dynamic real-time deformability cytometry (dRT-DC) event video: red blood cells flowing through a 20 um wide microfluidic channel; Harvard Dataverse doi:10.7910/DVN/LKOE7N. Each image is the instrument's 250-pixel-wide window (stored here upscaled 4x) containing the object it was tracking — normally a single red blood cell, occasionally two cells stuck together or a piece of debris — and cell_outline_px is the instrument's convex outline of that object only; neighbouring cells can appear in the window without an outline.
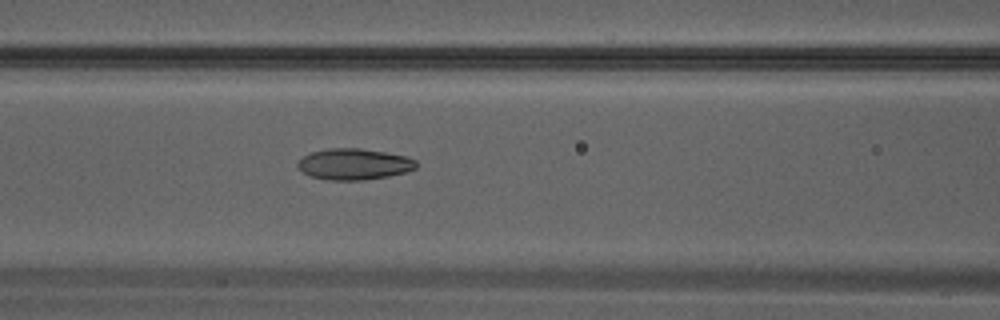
{"species": "Egyptian fruit bat (a non-hibernating species)", "species_latin": "Rousettus aegyptiacus", "temperature_condition": "warm", "stored_images_in_passage": 32, "camera_frame_rate_fps": 3000, "um_per_image_px": 0.085, "animal": {"sex": "male"}, "frame": {"image": 1, "passage_image": 13, "time_ms": 4.0, "image_size_px": [1000, 320], "cell_outline_px": [[416, 168], [404, 172], [388, 176], [364, 180], [328, 180], [308, 176], [300, 172], [296, 168], [296, 164], [304, 156], [312, 152], [328, 148], [360, 148], [408, 156], [416, 160]], "centroid_in_image_um": [30.05, 13.96], "position_along_channel_um": 136.6, "area_um2": 21.68}}
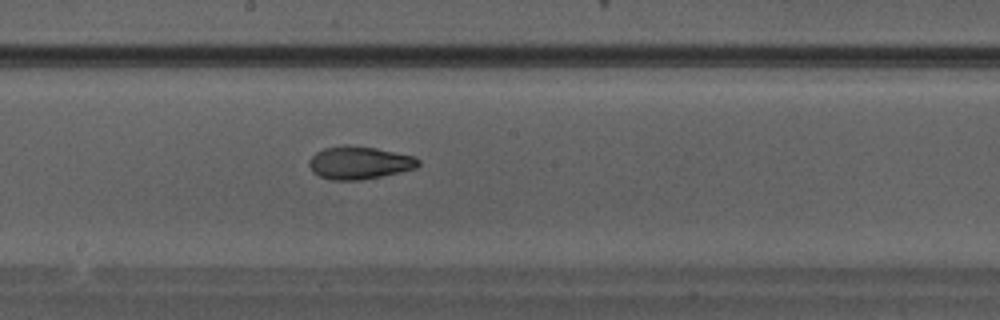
{"frame": {"image": 2, "passage_image": 17, "time_ms": 5.333, "image_size_px": [1000, 320], "cell_outline_px": [[420, 164], [416, 168], [380, 176], [360, 180], [332, 180], [320, 176], [312, 172], [308, 164], [308, 160], [316, 152], [324, 148], [344, 144], [348, 144], [376, 148], [416, 156], [420, 160]], "centroid_in_image_um": [30.53, 13.81], "position_along_channel_um": 217.7, "area_um2": 21.04}}
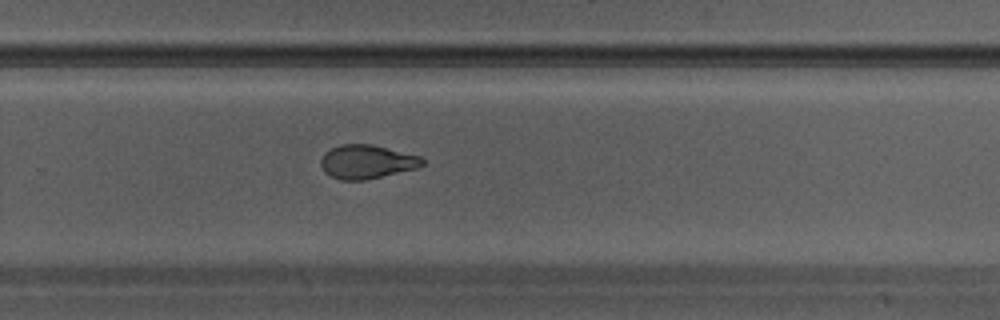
{"frame": {"image": 3, "passage_image": 21, "time_ms": 6.667, "image_size_px": [1000, 320], "cell_outline_px": [[424, 164], [416, 168], [364, 180], [340, 180], [324, 172], [320, 164], [320, 160], [324, 152], [340, 144], [372, 144], [420, 156], [424, 160]], "centroid_in_image_um": [31.14, 13.74], "position_along_channel_um": 298.7, "area_um2": 19.88}}